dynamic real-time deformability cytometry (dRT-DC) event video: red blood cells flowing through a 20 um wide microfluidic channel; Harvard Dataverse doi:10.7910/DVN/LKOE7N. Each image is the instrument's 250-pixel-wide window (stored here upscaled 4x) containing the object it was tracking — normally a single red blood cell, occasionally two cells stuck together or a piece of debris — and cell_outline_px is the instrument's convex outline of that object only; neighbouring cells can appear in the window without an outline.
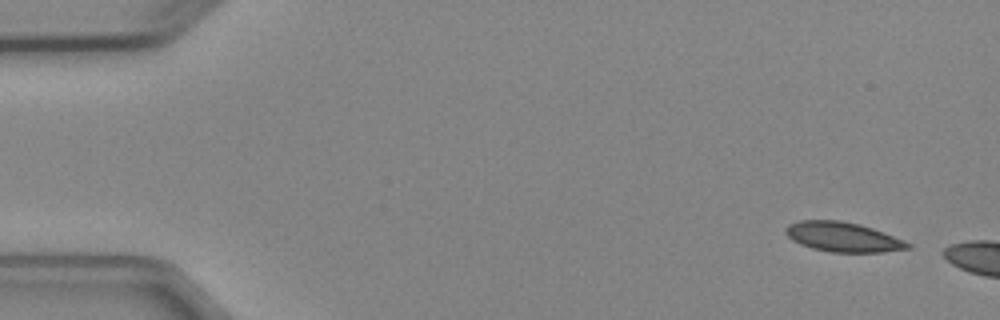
{"species": "Egyptian fruit bat (a non-hibernating species)", "species_latin": "Rousettus aegyptiacus", "temperature_condition": "cold", "stored_images_in_passage": 5, "camera_frame_rate_fps": 3000, "um_per_image_px": 0.085, "animal": {"sex": "female"}, "frame": {"image": 1, "passage_image": 1, "time_ms": 0.0, "image_size_px": [1000, 320], "cell_outline_px": [[912, 248], [884, 252], [832, 252], [812, 248], [800, 244], [792, 240], [784, 232], [784, 228], [788, 224], [800, 220], [840, 220], [860, 224], [884, 232], [904, 240], [912, 244]], "centroid_in_image_um": [71.65, 20.14], "position_along_channel_um": 13.3, "area_um2": 21.27}}